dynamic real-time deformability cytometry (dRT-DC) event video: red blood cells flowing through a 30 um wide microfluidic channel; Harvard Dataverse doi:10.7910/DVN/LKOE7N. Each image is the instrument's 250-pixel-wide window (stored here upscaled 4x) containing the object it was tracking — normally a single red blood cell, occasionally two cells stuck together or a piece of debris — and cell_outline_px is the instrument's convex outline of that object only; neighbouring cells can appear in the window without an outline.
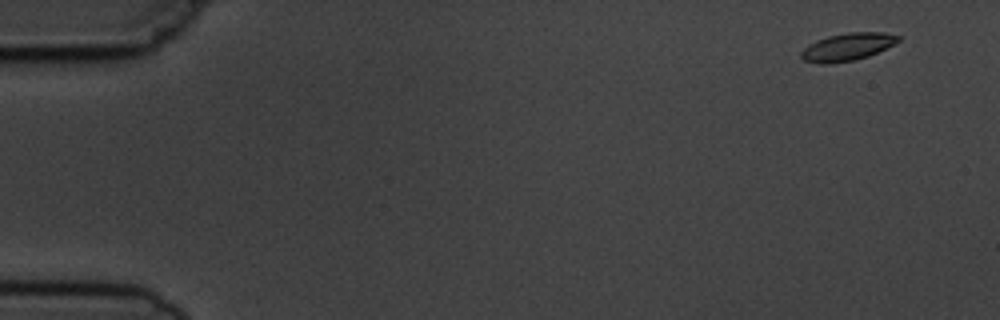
{"species": "common noctule bat (a hibernating species)", "species_latin": "Nyctalus noctula", "temperature_condition": "cold", "stored_images_in_passage": 6, "camera_frame_rate_fps": 3000, "um_per_image_px": 0.085, "animal": {"sex": "male", "body_mass_g": 19.5, "forearm_length_mm": 54.6}, "frame": {"image": 1, "passage_image": 1, "time_ms": 0.0, "image_size_px": [1000, 320], "cell_outline_px": [[900, 40], [868, 56], [852, 60], [828, 64], [820, 64], [804, 60], [800, 56], [800, 52], [808, 44], [816, 40], [828, 36], [848, 32], [884, 32], [900, 36]], "centroid_in_image_um": [71.98, 3.98], "position_along_channel_um": 13.0, "area_um2": 15.43}}
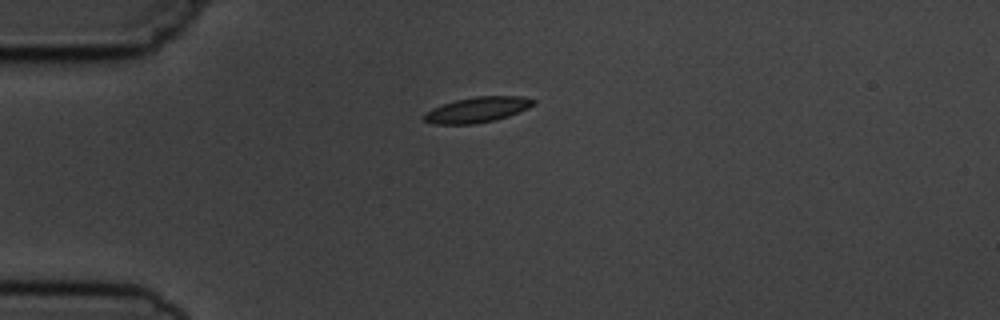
{"frame": {"image": 2, "passage_image": 4, "time_ms": 3.667, "image_size_px": [1000, 320], "cell_outline_px": [[536, 104], [528, 108], [508, 116], [496, 120], [472, 124], [432, 124], [424, 120], [420, 116], [424, 112], [432, 108], [456, 100], [476, 96], [524, 96], [536, 100]], "centroid_in_image_um": [40.56, 9.33], "position_along_channel_um": 44.4, "area_um2": 16.36}}
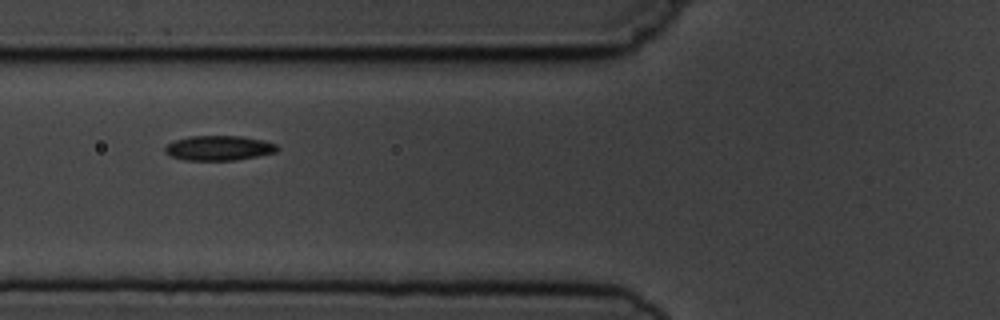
{"frame": {"image": 3, "passage_image": 6, "time_ms": 6.0, "image_size_px": [1000, 320], "cell_outline_px": [[280, 148], [276, 152], [236, 160], [184, 160], [172, 156], [164, 152], [164, 148], [168, 144], [176, 140], [188, 136], [240, 136], [264, 140], [276, 144]], "centroid_in_image_um": [18.61, 12.58], "position_along_channel_um": 107.2, "area_um2": 16.18}}